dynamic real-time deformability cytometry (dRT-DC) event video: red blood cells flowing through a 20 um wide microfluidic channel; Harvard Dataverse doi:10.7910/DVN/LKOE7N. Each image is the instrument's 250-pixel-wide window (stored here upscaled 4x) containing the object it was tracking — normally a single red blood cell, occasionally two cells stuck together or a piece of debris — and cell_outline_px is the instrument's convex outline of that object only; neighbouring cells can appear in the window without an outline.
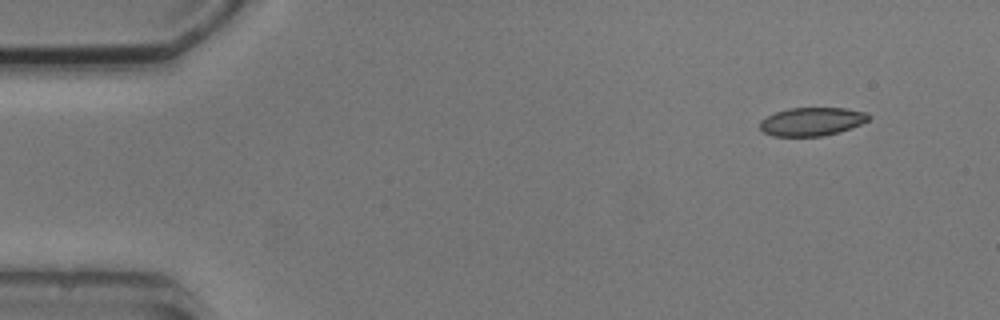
{"species": "common noctule bat (a hibernating species)", "species_latin": "Nyctalus noctula", "temperature_condition": "cold", "stored_images_in_passage": 2, "camera_frame_rate_fps": 3000, "um_per_image_px": 0.085, "animal": {"sex": "male", "body_mass_g": 20.5, "forearm_length_mm": 52.5}, "frame": {"image": 1, "passage_image": 2, "time_ms": 1.333, "image_size_px": [1000, 320], "cell_outline_px": [[872, 116], [868, 120], [860, 124], [840, 132], [824, 136], [772, 136], [764, 132], [760, 128], [760, 120], [776, 112], [788, 108], [844, 108], [868, 112]], "centroid_in_image_um": [69.03, 10.33], "position_along_channel_um": 16.0, "area_um2": 18.03}}